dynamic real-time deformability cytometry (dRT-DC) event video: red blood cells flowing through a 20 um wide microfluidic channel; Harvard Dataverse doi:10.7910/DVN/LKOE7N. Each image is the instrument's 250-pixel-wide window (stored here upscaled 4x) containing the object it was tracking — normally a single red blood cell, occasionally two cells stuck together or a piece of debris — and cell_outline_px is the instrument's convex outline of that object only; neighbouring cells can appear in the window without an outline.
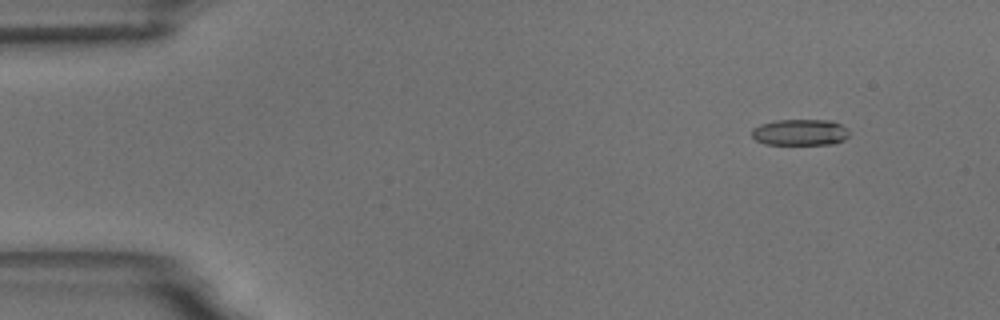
{"species": "common noctule bat (a hibernating species)", "species_latin": "Nyctalus noctula", "temperature_condition": "room temperature", "stored_images_in_passage": 56, "camera_frame_rate_fps": 3000, "um_per_image_px": 0.085, "animal": {"sex": "male", "body_mass_g": 18.8}, "frame": {"image": 1, "passage_image": 4, "time_ms": 1.0, "image_size_px": [1000, 320], "cell_outline_px": [[848, 136], [844, 140], [832, 144], [764, 144], [756, 140], [752, 136], [752, 128], [760, 124], [776, 120], [828, 120], [840, 124], [848, 128]], "centroid_in_image_um": [68.0, 11.24], "position_along_channel_um": 17.0, "area_um2": 14.91}}
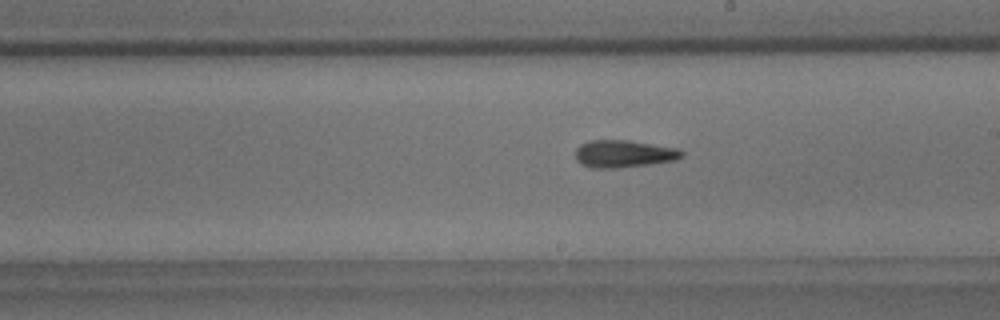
{"frame": {"image": 2, "passage_image": 31, "time_ms": 10.0, "image_size_px": [1000, 320], "cell_outline_px": [[684, 156], [676, 160], [620, 168], [592, 168], [580, 164], [576, 160], [576, 148], [580, 144], [588, 140], [628, 140], [680, 148], [684, 152]], "centroid_in_image_um": [53.03, 13.07], "position_along_channel_um": 236.0, "area_um2": 17.22}}
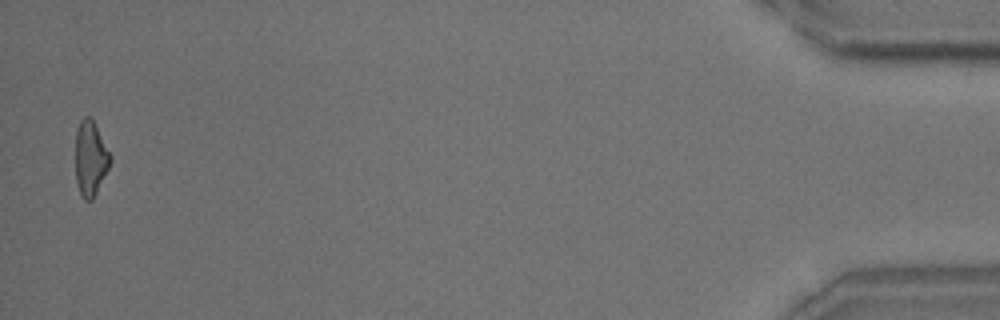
{"frame": {"image": 3, "passage_image": 55, "time_ms": 18.0, "image_size_px": [1000, 320], "cell_outline_px": [[112, 160], [92, 200], [84, 200], [80, 196], [76, 180], [76, 128], [80, 120], [84, 116], [88, 116], [92, 120], [112, 156]], "centroid_in_image_um": [7.67, 13.47], "position_along_channel_um": 427.5, "area_um2": 15.03}, "authors_computed_cell_mechanics": {"area_um2": 16.0973, "velocity_mm_per_s": 3.5249, "shape_relaxation_time_tau1_ms": 5.5049, "shape_relaxation_time_tau2_ms": 4.8179, "deformation_change_tau1": 0.1771, "deformation_change_tau2": 0.1693}}